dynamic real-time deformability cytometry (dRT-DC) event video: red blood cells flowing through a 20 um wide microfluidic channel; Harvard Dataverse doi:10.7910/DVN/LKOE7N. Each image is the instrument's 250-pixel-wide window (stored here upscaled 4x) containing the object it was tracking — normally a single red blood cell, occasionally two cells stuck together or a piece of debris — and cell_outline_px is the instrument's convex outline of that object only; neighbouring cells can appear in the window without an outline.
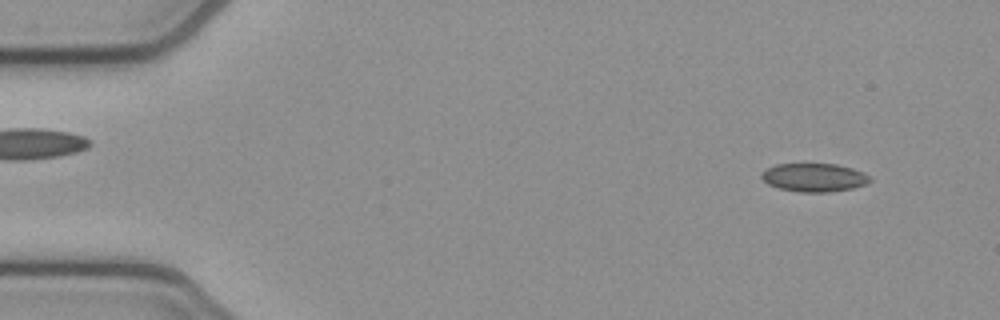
{"species": "common noctule bat (a hibernating species)", "species_latin": "Nyctalus noctula", "temperature_condition": "cold", "stored_images_in_passage": 53, "segment_of_instrument_passage": [1, 2], "camera_frame_rate_fps": 3000, "um_per_image_px": 0.085, "animal": {"sex": "female", "body_mass_g": 21.9}, "frame": {"image": 1, "passage_image": 4, "time_ms": 1.0, "image_size_px": [1000, 320], "cell_outline_px": [[872, 180], [864, 184], [852, 188], [828, 192], [800, 192], [780, 188], [768, 184], [760, 176], [760, 172], [764, 168], [776, 164], [836, 164], [852, 168], [864, 172]], "centroid_in_image_um": [69.16, 15.07], "position_along_channel_um": 15.8, "area_um2": 17.92}}
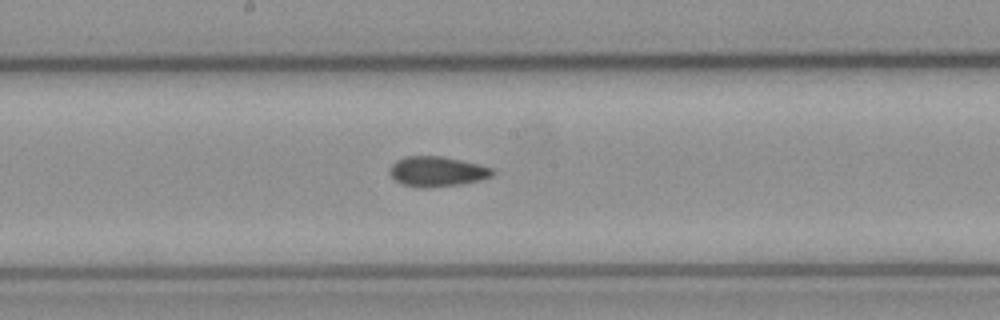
{"frame": {"image": 2, "passage_image": 27, "time_ms": 8.667, "image_size_px": [1000, 320], "cell_outline_px": [[496, 172], [492, 176], [480, 180], [460, 184], [424, 188], [400, 184], [388, 172], [388, 168], [396, 160], [404, 156], [444, 156], [480, 164], [492, 168]], "centroid_in_image_um": [37.14, 14.56], "position_along_channel_um": 211.1, "area_um2": 18.21}}
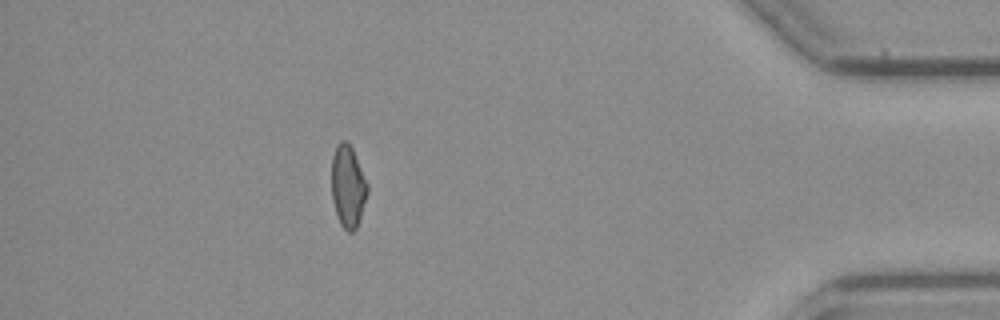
{"frame": {"image": 3, "passage_image": 46, "time_ms": 15.0, "image_size_px": [1000, 320], "cell_outline_px": [[368, 192], [356, 228], [352, 232], [348, 232], [340, 224], [332, 200], [332, 156], [336, 144], [340, 140], [348, 140], [352, 148], [368, 184]], "centroid_in_image_um": [29.56, 15.8], "position_along_channel_um": 405.6, "area_um2": 17.11}}